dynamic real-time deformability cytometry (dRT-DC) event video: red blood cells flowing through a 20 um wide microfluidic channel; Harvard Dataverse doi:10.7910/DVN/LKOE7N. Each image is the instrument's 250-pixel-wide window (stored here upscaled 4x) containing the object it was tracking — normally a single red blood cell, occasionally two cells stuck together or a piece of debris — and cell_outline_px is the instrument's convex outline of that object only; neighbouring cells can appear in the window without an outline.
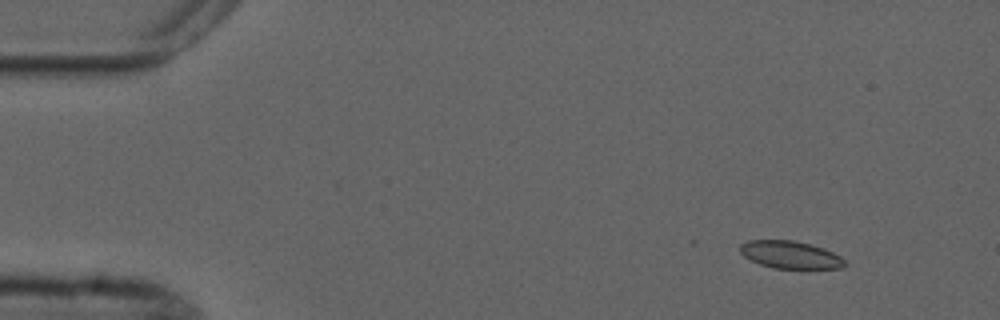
{"species": "common noctule bat (a hibernating species)", "species_latin": "Nyctalus noctula", "temperature_condition": "cold", "stored_images_in_passage": 7, "camera_frame_rate_fps": 3000, "um_per_image_px": 0.085, "animal": {"sex": "male", "forearm_length_mm": 52.5}, "frame": {"image": 1, "passage_image": 2, "time_ms": 1.333, "image_size_px": [1000, 320], "cell_outline_px": [[848, 264], [840, 268], [772, 268], [760, 264], [744, 256], [740, 252], [740, 244], [748, 240], [792, 240], [824, 248], [840, 256]], "centroid_in_image_um": [67.17, 21.65], "position_along_channel_um": 17.8, "area_um2": 16.65}}
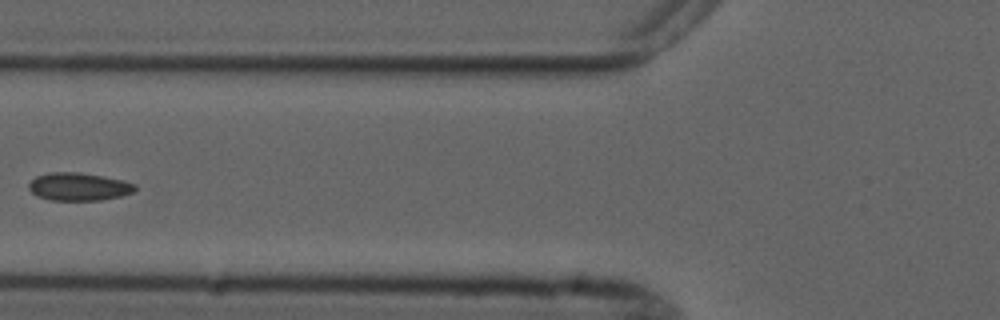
{"frame": {"image": 2, "passage_image": 6, "time_ms": 6.667, "image_size_px": [1000, 320], "cell_outline_px": [[136, 188], [132, 192], [120, 196], [100, 200], [52, 200], [36, 196], [28, 188], [28, 184], [36, 176], [48, 172], [80, 172], [120, 180], [136, 184]], "centroid_in_image_um": [6.64, 15.86], "position_along_channel_um": 119.2, "area_um2": 17.11}}
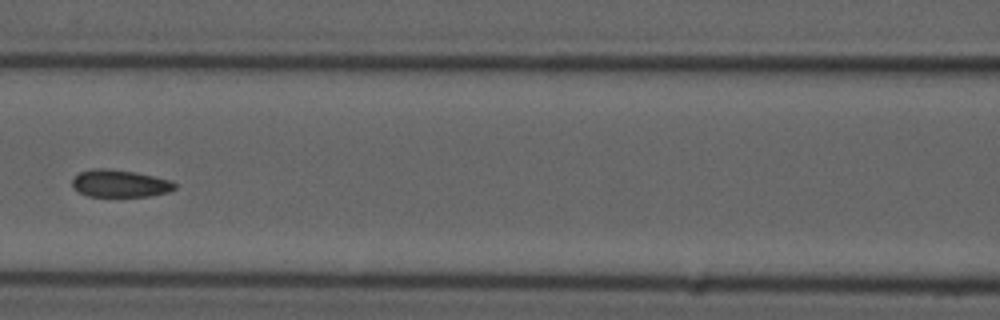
{"frame": {"image": 3, "passage_image": 7, "time_ms": 7.667, "image_size_px": [1000, 320], "cell_outline_px": [[176, 188], [168, 192], [148, 196], [88, 196], [80, 192], [72, 184], [72, 180], [80, 172], [92, 168], [108, 168], [136, 172], [172, 180], [176, 184]], "centroid_in_image_um": [10.22, 15.58], "position_along_channel_um": 156.4, "area_um2": 16.3}}